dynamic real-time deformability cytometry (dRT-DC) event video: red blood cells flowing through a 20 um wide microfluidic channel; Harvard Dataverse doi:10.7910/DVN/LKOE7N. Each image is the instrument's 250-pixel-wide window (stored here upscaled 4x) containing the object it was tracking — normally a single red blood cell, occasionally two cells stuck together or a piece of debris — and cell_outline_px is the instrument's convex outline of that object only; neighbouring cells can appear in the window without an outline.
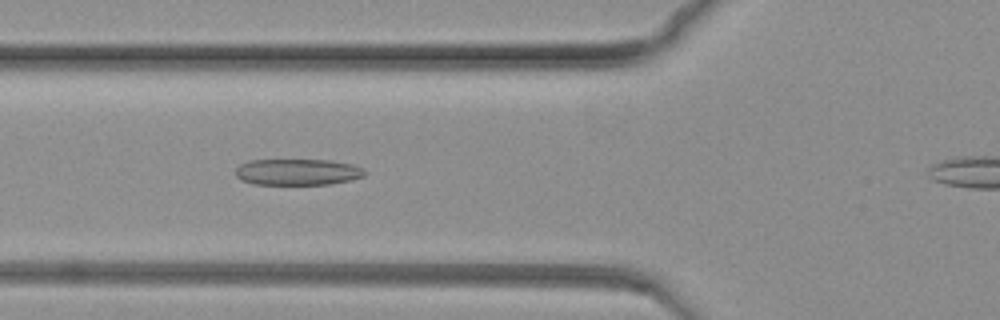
{"species": "common noctule bat (a hibernating species)", "species_latin": "Nyctalus noctula", "temperature_condition": "warm", "stored_images_in_passage": 46, "camera_frame_rate_fps": 3000, "um_per_image_px": 0.085, "animal": {"sex": "female", "body_mass_g": 19.3, "forearm_length_mm": 54.1}, "frame": {"image": 1, "passage_image": 5, "time_ms": 1.333, "image_size_px": [1000, 320], "cell_outline_px": [[364, 176], [348, 180], [328, 184], [252, 184], [240, 180], [236, 176], [236, 168], [240, 164], [248, 160], [332, 160], [352, 164], [364, 168]], "centroid_in_image_um": [25.25, 14.61], "position_along_channel_um": 100.5, "area_um2": 19.77}}
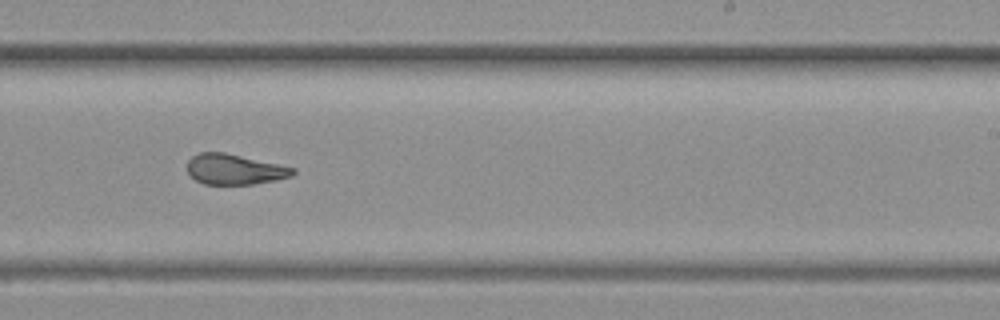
{"frame": {"image": 2, "passage_image": 25, "time_ms": 8.0, "image_size_px": [1000, 320], "cell_outline_px": [[296, 172], [292, 176], [276, 180], [252, 184], [204, 184], [196, 180], [188, 172], [188, 160], [192, 156], [200, 152], [224, 152], [296, 168]], "centroid_in_image_um": [19.95, 14.39], "position_along_channel_um": 269.0, "area_um2": 18.61}}
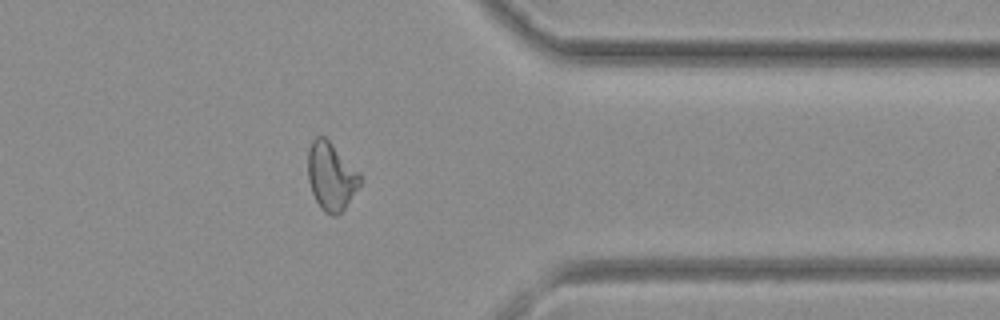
{"frame": {"image": 3, "passage_image": 40, "time_ms": 13.0, "image_size_px": [1000, 320], "cell_outline_px": [[360, 184], [344, 208], [336, 216], [332, 216], [324, 212], [320, 208], [312, 192], [308, 180], [308, 152], [312, 140], [316, 136], [324, 136], [360, 172]], "centroid_in_image_um": [28.13, 14.99], "position_along_channel_um": 383.3, "area_um2": 20.4}}